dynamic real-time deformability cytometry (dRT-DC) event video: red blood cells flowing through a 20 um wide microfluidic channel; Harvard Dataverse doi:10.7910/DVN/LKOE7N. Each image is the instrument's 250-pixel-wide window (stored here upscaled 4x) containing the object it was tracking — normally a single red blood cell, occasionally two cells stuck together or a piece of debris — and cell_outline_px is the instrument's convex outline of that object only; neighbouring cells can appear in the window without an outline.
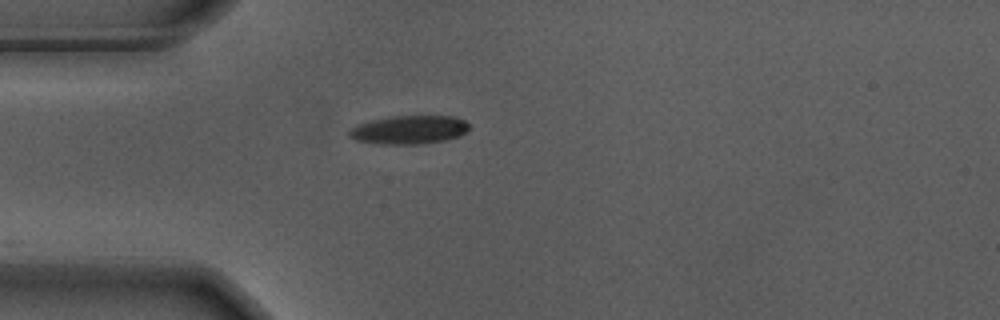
{"species": "Egyptian fruit bat (a non-hibernating species)", "species_latin": "Rousettus aegyptiacus", "temperature_condition": "warm", "stored_images_in_passage": 7, "camera_frame_rate_fps": 3000, "um_per_image_px": 0.085, "animal": {"sex": "male"}, "frame": {"image": 1, "passage_image": 1, "time_ms": 0.0, "image_size_px": [1000, 320], "cell_outline_px": [[468, 128], [460, 136], [444, 140], [416, 144], [388, 144], [356, 140], [348, 136], [348, 132], [356, 124], [372, 120], [392, 116], [452, 116], [464, 120], [468, 124]], "centroid_in_image_um": [34.75, 11.02], "position_along_channel_um": 50.2, "area_um2": 19.65}}
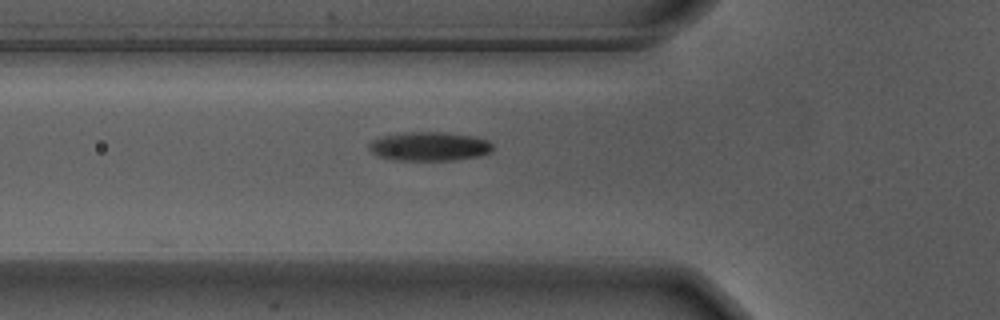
{"frame": {"image": 2, "passage_image": 5, "time_ms": 1.333, "image_size_px": [1000, 320], "cell_outline_px": [[492, 152], [480, 156], [452, 160], [392, 160], [380, 156], [372, 152], [368, 148], [368, 144], [372, 140], [380, 136], [404, 132], [444, 132], [472, 136], [488, 140], [492, 144]], "centroid_in_image_um": [36.48, 12.44], "position_along_channel_um": 89.3, "area_um2": 20.98}}